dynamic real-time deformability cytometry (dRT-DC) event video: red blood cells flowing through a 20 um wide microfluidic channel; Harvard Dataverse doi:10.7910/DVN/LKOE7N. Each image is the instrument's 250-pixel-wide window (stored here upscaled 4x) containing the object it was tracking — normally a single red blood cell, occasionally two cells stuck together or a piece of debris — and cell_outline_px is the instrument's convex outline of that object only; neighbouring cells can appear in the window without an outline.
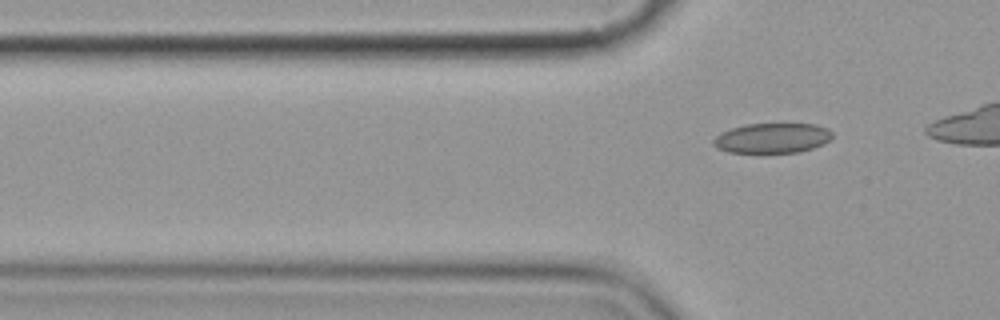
{"species": "common noctule bat (a hibernating species)", "species_latin": "Nyctalus noctula", "temperature_condition": "cold", "stored_images_in_passage": 4, "camera_frame_rate_fps": 3000, "um_per_image_px": 0.085, "animal": {"sex": "female", "body_mass_g": 19.9}, "frame": {"image": 1, "passage_image": 4, "time_ms": 3.667, "image_size_px": [1000, 320], "cell_outline_px": [[832, 140], [824, 144], [800, 152], [760, 156], [728, 152], [716, 148], [712, 144], [712, 140], [720, 132], [744, 124], [816, 124], [828, 128], [832, 132]], "centroid_in_image_um": [65.61, 11.79], "position_along_channel_um": 60.2, "area_um2": 21.96}}